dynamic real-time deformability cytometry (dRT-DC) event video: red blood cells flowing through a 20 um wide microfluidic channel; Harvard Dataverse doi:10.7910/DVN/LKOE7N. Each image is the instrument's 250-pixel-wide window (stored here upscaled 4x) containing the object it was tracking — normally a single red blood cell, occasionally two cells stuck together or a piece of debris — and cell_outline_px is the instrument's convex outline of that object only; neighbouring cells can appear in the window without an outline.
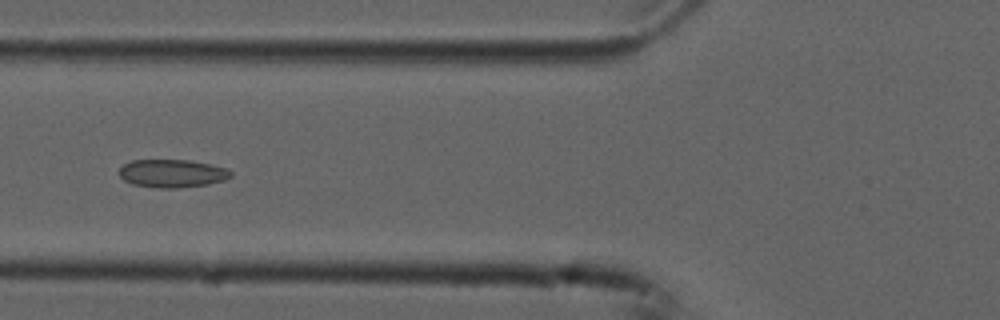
{"species": "common noctule bat (a hibernating species)", "species_latin": "Nyctalus noctula", "temperature_condition": "cold", "stored_images_in_passage": 8, "camera_frame_rate_fps": 3000, "um_per_image_px": 0.085, "animal": {"sex": "male", "forearm_length_mm": 52.5}, "frame": {"image": 1, "passage_image": 5, "time_ms": 1.333, "image_size_px": [1000, 320], "cell_outline_px": [[232, 176], [224, 180], [208, 184], [176, 188], [160, 188], [132, 184], [124, 180], [120, 176], [120, 168], [124, 164], [132, 160], [192, 160], [224, 168], [232, 172]], "centroid_in_image_um": [14.62, 14.74], "position_along_channel_um": 111.2, "area_um2": 18.09}}
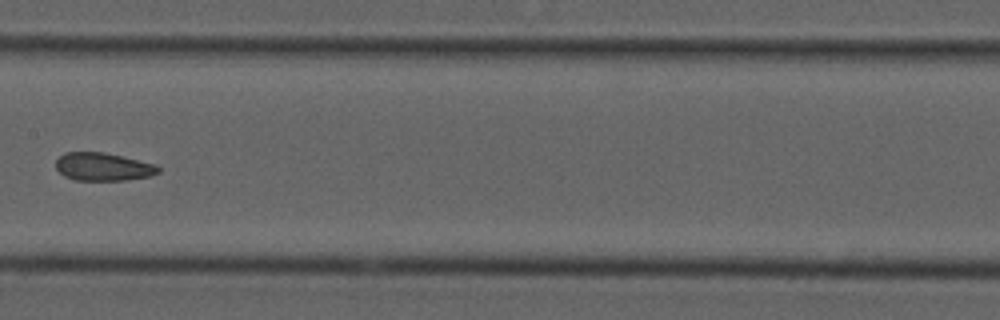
{"frame": {"image": 2, "passage_image": 7, "time_ms": 2.0, "image_size_px": [1000, 320], "cell_outline_px": [[160, 172], [152, 176], [128, 180], [76, 180], [64, 176], [56, 168], [56, 160], [64, 152], [104, 152], [156, 164], [160, 168]], "centroid_in_image_um": [8.79, 14.18], "position_along_channel_um": 198.6, "area_um2": 16.82}}
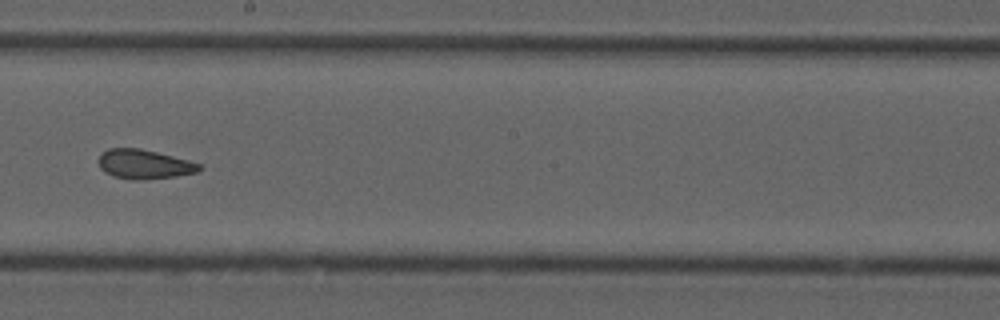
{"frame": {"image": 3, "passage_image": 8, "time_ms": 2.333, "image_size_px": [1000, 320], "cell_outline_px": [[204, 168], [200, 172], [176, 176], [140, 180], [132, 180], [112, 176], [104, 172], [100, 168], [96, 160], [108, 148], [140, 148], [188, 160], [200, 164]], "centroid_in_image_um": [12.25, 13.97], "position_along_channel_um": 235.9, "area_um2": 17.4}}